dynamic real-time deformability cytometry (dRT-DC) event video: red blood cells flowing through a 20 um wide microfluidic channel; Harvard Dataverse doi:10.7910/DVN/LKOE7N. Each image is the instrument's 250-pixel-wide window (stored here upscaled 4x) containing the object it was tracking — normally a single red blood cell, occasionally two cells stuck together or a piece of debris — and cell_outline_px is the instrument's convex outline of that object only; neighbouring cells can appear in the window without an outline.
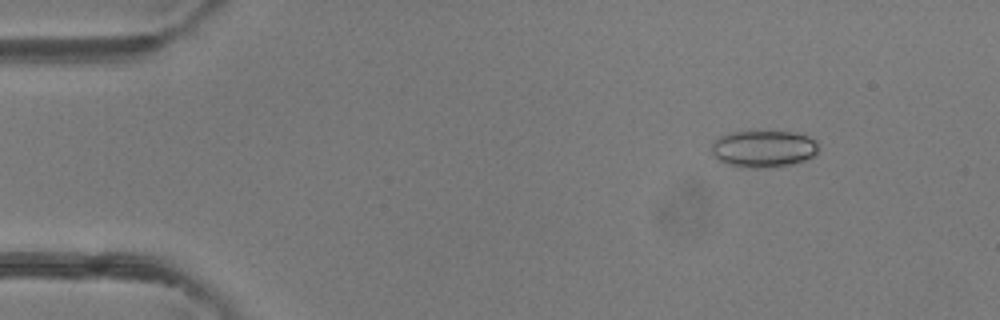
{"species": "common noctule bat (a hibernating species)", "species_latin": "Nyctalus noctula", "temperature_condition": "room temperature", "stored_images_in_passage": 43, "camera_frame_rate_fps": 3000, "um_per_image_px": 0.085, "animal": {"sex": "female"}, "frame": {"image": 1, "passage_image": 2, "time_ms": 0.333, "image_size_px": [1000, 320], "cell_outline_px": [[816, 152], [812, 156], [804, 160], [788, 164], [768, 168], [752, 168], [728, 164], [720, 160], [712, 152], [712, 144], [720, 136], [732, 132], [788, 132], [808, 136], [816, 144]], "centroid_in_image_um": [64.86, 12.65], "position_along_channel_um": 20.1, "area_um2": 22.31}}
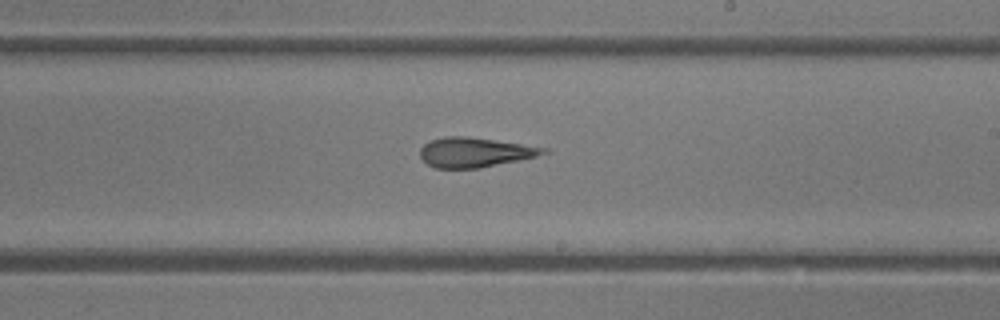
{"frame": {"image": 2, "passage_image": 24, "time_ms": 7.667, "image_size_px": [1000, 320], "cell_outline_px": [[552, 152], [536, 156], [480, 168], [436, 168], [428, 164], [420, 156], [420, 148], [424, 144], [432, 140], [444, 136], [464, 136], [548, 148]], "centroid_in_image_um": [40.35, 12.95], "position_along_channel_um": 248.6, "area_um2": 21.04}}
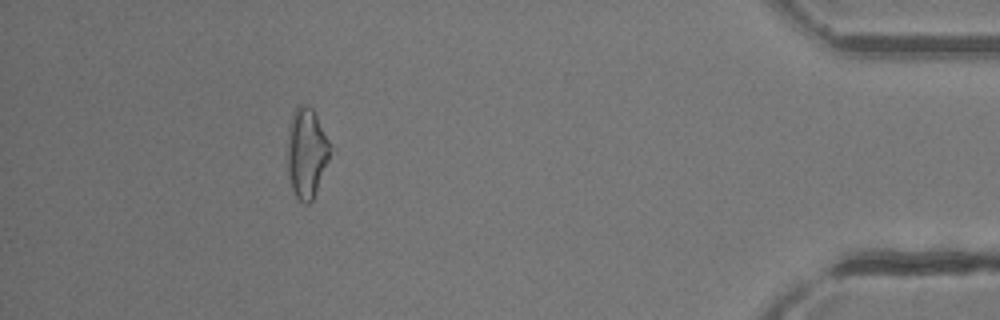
{"frame": {"image": 3, "passage_image": 39, "time_ms": 12.667, "image_size_px": [1000, 320], "cell_outline_px": [[328, 160], [316, 192], [312, 200], [308, 204], [304, 204], [296, 196], [292, 188], [288, 176], [288, 124], [296, 108], [300, 104], [308, 104], [312, 108], [328, 140]], "centroid_in_image_um": [26.02, 12.99], "position_along_channel_um": 409.2, "area_um2": 21.85}, "authors_computed_cell_mechanics": {"area_um2": 21.6172, "velocity_mm_per_s": 4.345, "shape_relaxation_time_tau1_ms": null, "shape_relaxation_time_tau2_ms": 3.9252, "deformation_change_tau1": null, "deformation_change_tau2": 0.1919}}